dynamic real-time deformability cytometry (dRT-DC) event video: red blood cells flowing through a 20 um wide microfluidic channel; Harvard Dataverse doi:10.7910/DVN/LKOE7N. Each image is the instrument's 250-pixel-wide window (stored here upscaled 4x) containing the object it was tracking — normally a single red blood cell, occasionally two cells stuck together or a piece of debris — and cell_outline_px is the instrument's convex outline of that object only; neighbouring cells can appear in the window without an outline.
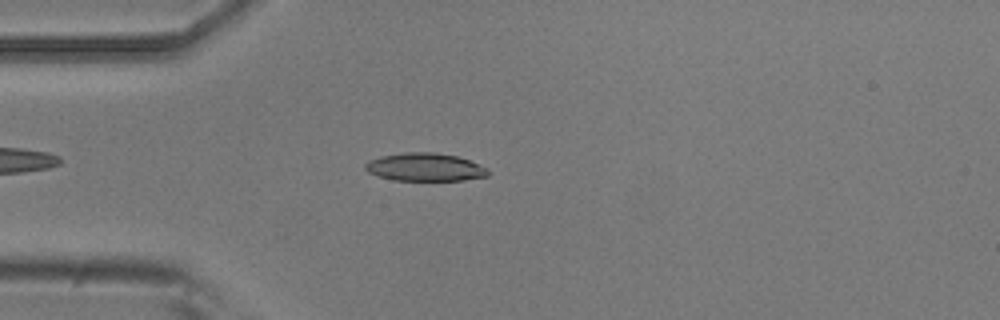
{"species": "common noctule bat (a hibernating species)", "species_latin": "Nyctalus noctula", "temperature_condition": "room temperature", "stored_images_in_passage": 5, "camera_frame_rate_fps": 3000, "um_per_image_px": 0.085, "animal": {"sex": "male", "body_mass_g": 20.5, "forearm_length_mm": 52.5}, "frame": {"image": 1, "passage_image": 4, "time_ms": 1.0, "image_size_px": [1000, 320], "cell_outline_px": [[488, 176], [464, 180], [392, 180], [376, 176], [368, 172], [364, 168], [364, 164], [368, 160], [380, 156], [404, 152], [432, 152], [456, 156], [468, 160], [488, 168]], "centroid_in_image_um": [36.07, 14.21], "position_along_channel_um": 48.9, "area_um2": 20.11}}